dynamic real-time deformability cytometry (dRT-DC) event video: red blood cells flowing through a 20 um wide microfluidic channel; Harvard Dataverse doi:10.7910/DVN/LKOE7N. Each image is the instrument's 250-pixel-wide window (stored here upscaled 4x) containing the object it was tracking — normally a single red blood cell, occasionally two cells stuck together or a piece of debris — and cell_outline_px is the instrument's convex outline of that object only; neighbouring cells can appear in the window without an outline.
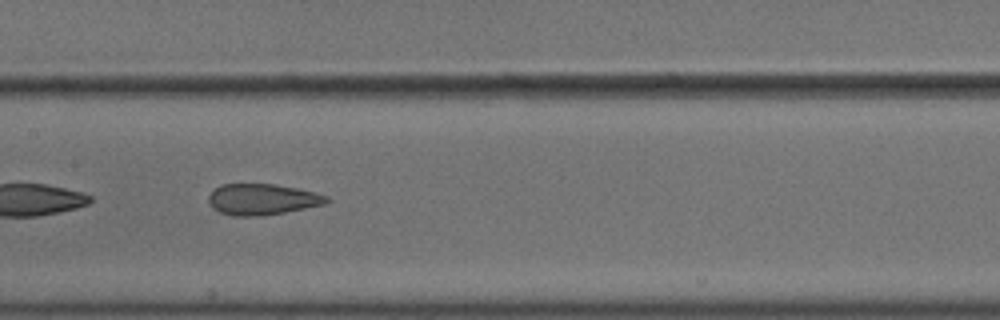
{"species": "common noctule bat (a hibernating species)", "species_latin": "Nyctalus noctula", "temperature_condition": "cold", "stored_images_in_passage": 16, "camera_frame_rate_fps": 3000, "um_per_image_px": 0.085, "animal": {"sex": "male", "body_mass_g": 18.8}, "frame": {"image": 1, "passage_image": 7, "time_ms": 2.0, "image_size_px": [1000, 320], "cell_outline_px": [[332, 200], [324, 204], [284, 212], [260, 216], [232, 216], [220, 212], [212, 208], [208, 200], [208, 196], [220, 184], [276, 184], [316, 192], [328, 196]], "centroid_in_image_um": [22.29, 16.94], "position_along_channel_um": 185.1, "area_um2": 21.39}}